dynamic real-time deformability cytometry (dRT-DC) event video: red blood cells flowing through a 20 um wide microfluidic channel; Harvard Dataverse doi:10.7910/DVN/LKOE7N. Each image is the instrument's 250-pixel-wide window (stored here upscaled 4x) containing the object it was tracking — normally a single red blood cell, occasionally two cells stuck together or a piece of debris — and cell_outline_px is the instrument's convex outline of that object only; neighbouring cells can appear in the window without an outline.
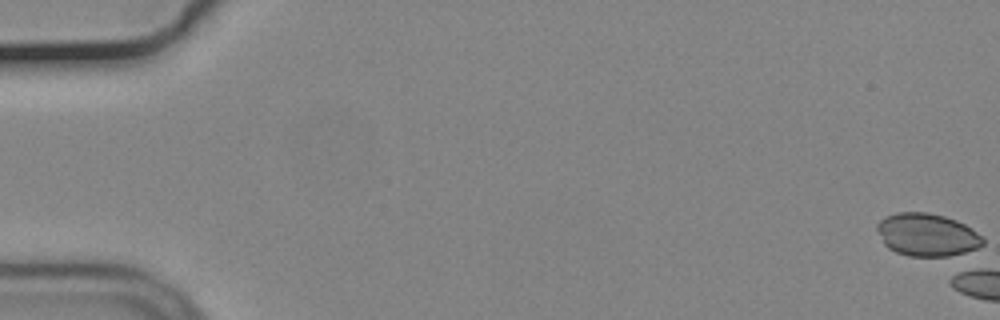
{"species": "common noctule bat (a hibernating species)", "species_latin": "Nyctalus noctula", "temperature_condition": "cold", "stored_images_in_passage": 1, "camera_frame_rate_fps": 3000, "um_per_image_px": 0.085, "animal": {"sex": "male", "body_mass_g": 19.2, "forearm_length_mm": 51.8}, "frame": {"image": 1, "passage_image": 1, "time_ms": 0.0, "image_size_px": [1000, 320], "cell_outline_px": [[984, 244], [976, 248], [964, 252], [948, 256], [908, 256], [896, 252], [888, 248], [884, 244], [876, 228], [876, 224], [880, 220], [896, 212], [928, 212], [944, 216], [956, 220], [972, 228], [984, 236]], "centroid_in_image_um": [78.8, 19.95], "position_along_channel_um": 6.2, "area_um2": 26.41}}